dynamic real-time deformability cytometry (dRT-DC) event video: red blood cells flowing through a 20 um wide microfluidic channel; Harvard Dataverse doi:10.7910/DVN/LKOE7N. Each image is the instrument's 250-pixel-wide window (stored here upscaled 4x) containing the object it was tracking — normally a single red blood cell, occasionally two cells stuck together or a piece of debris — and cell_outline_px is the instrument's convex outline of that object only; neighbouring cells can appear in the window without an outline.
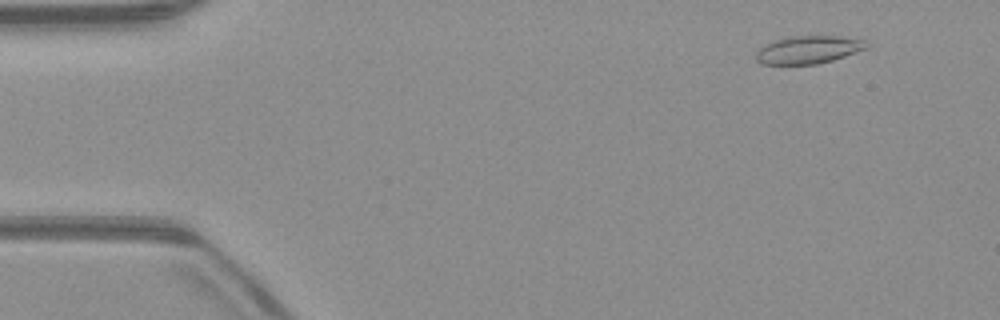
{"species": "common noctule bat (a hibernating species)", "species_latin": "Nyctalus noctula", "temperature_condition": "warm", "stored_images_in_passage": 52, "camera_frame_rate_fps": 3000, "um_per_image_px": 0.085, "animal": {"sex": "male", "body_mass_g": 23.1, "forearm_length_mm": 52.7}, "frame": {"image": 1, "passage_image": 5, "time_ms": 1.333, "image_size_px": [1000, 320], "cell_outline_px": [[868, 48], [832, 60], [816, 64], [760, 64], [756, 60], [756, 52], [764, 44], [784, 36], [840, 36], [864, 40], [868, 44]], "centroid_in_image_um": [68.68, 4.22], "position_along_channel_um": 16.3, "area_um2": 17.98}}
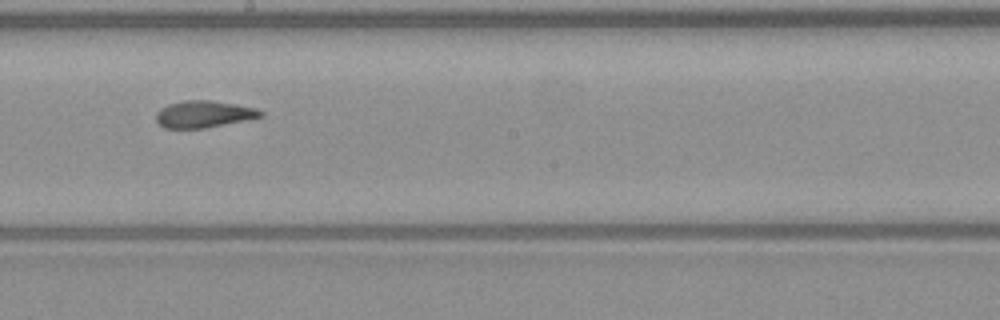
{"frame": {"image": 2, "passage_image": 29, "time_ms": 9.333, "image_size_px": [1000, 320], "cell_outline_px": [[264, 116], [248, 120], [204, 128], [164, 128], [156, 120], [156, 112], [160, 108], [168, 104], [184, 100], [208, 100], [256, 108], [264, 112]], "centroid_in_image_um": [17.32, 9.7], "position_along_channel_um": 230.9, "area_um2": 16.36}}
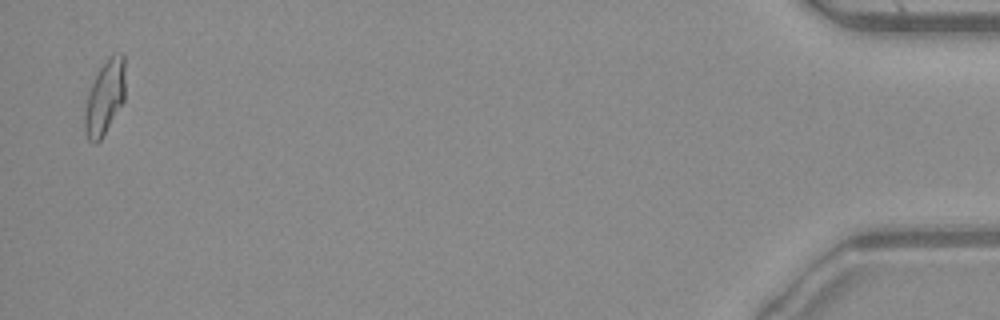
{"frame": {"image": 3, "passage_image": 51, "time_ms": 16.667, "image_size_px": [1000, 320], "cell_outline_px": [[124, 100], [100, 140], [96, 144], [92, 144], [88, 140], [84, 128], [84, 112], [88, 96], [92, 84], [100, 68], [108, 56], [120, 52], [124, 56]], "centroid_in_image_um": [8.9, 8.29], "position_along_channel_um": 426.3, "area_um2": 17.22}, "authors_computed_cell_mechanics": {"area_um2": 16.9643, "velocity_mm_per_s": 3.9965, "shape_relaxation_time_tau1_ms": null, "shape_relaxation_time_tau2_ms": 1.8773, "deformation_change_tau1": null, "deformation_change_tau2": 0.0972}}